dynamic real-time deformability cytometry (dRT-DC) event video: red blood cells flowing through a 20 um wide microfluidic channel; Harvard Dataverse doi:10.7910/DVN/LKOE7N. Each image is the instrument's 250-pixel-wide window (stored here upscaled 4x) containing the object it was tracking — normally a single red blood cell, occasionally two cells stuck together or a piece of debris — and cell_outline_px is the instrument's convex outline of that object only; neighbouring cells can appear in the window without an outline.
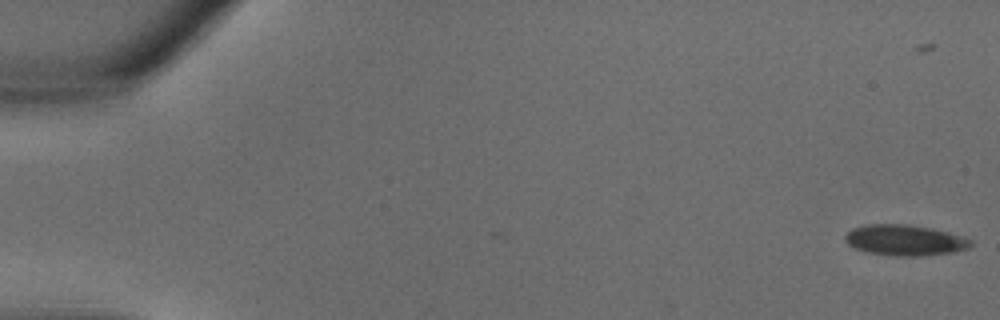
{"species": "common noctule bat (a hibernating species)", "species_latin": "Nyctalus noctula", "temperature_condition": "warm", "stored_images_in_passage": 12, "camera_frame_rate_fps": 3000, "um_per_image_px": 0.085, "animal": {"sex": "male", "body_mass_g": 18.8}, "frame": {"image": 1, "passage_image": 2, "time_ms": 0.333, "image_size_px": [1000, 320], "cell_outline_px": [[972, 244], [968, 248], [952, 252], [920, 256], [896, 256], [868, 252], [856, 248], [848, 244], [844, 240], [844, 236], [852, 228], [864, 224], [908, 224], [932, 228], [964, 236], [972, 240]], "centroid_in_image_um": [76.91, 20.4], "position_along_channel_um": 8.1, "area_um2": 22.6}}
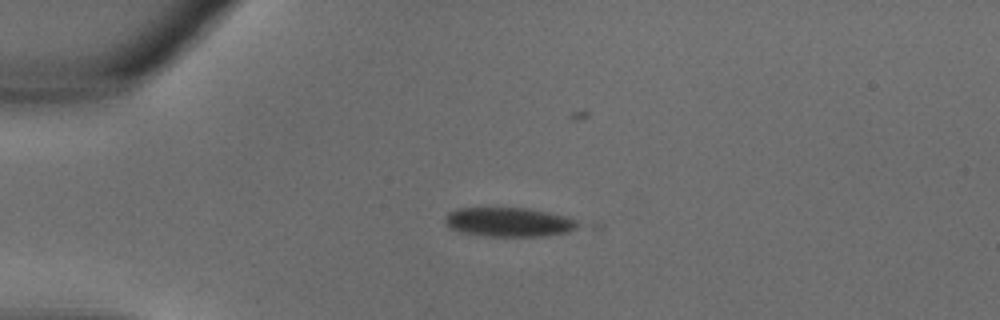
{"frame": {"image": 2, "passage_image": 10, "time_ms": 3.0, "image_size_px": [1000, 320], "cell_outline_px": [[584, 224], [568, 232], [544, 236], [488, 236], [460, 232], [448, 228], [444, 224], [444, 216], [448, 212], [456, 208], [528, 208], [568, 216]], "centroid_in_image_um": [43.25, 18.87], "position_along_channel_um": 41.8, "area_um2": 23.0}}